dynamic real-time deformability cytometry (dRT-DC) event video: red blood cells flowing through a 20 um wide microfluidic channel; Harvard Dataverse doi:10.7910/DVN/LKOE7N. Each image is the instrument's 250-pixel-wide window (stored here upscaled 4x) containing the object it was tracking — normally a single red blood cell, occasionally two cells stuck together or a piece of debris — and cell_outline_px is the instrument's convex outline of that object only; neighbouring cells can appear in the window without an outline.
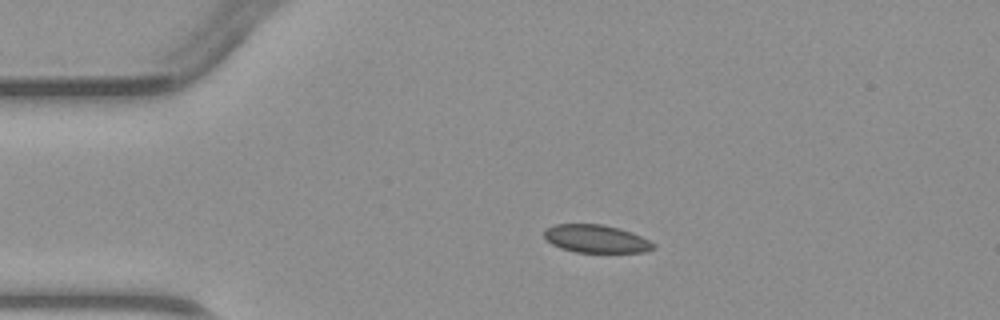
{"species": "common noctule bat (a hibernating species)", "species_latin": "Nyctalus noctula", "temperature_condition": "warm", "stored_images_in_passage": 3, "camera_frame_rate_fps": 3000, "um_per_image_px": 0.085, "animal": {"sex": "male", "body_mass_g": 23.1, "forearm_length_mm": 52.7}, "frame": {"image": 1, "passage_image": 2, "time_ms": 1.333, "image_size_px": [1000, 320], "cell_outline_px": [[656, 248], [644, 252], [576, 252], [560, 248], [552, 244], [544, 236], [544, 228], [556, 224], [604, 224], [620, 228], [632, 232], [656, 244]], "centroid_in_image_um": [50.67, 20.29], "position_along_channel_um": 34.3, "area_um2": 17.86}}
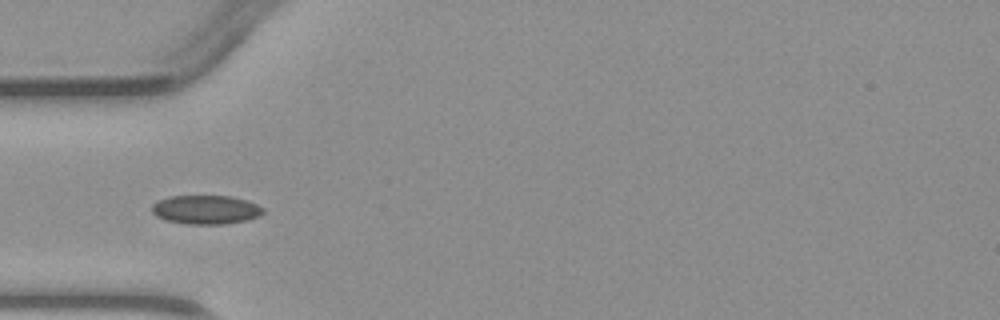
{"frame": {"image": 2, "passage_image": 3, "time_ms": 3.0, "image_size_px": [1000, 320], "cell_outline_px": [[264, 212], [260, 216], [248, 220], [224, 224], [188, 224], [168, 220], [156, 216], [152, 212], [152, 204], [160, 200], [172, 196], [232, 196], [248, 200], [264, 208]], "centroid_in_image_um": [17.55, 17.82], "position_along_channel_um": 67.5, "area_um2": 18.73}}